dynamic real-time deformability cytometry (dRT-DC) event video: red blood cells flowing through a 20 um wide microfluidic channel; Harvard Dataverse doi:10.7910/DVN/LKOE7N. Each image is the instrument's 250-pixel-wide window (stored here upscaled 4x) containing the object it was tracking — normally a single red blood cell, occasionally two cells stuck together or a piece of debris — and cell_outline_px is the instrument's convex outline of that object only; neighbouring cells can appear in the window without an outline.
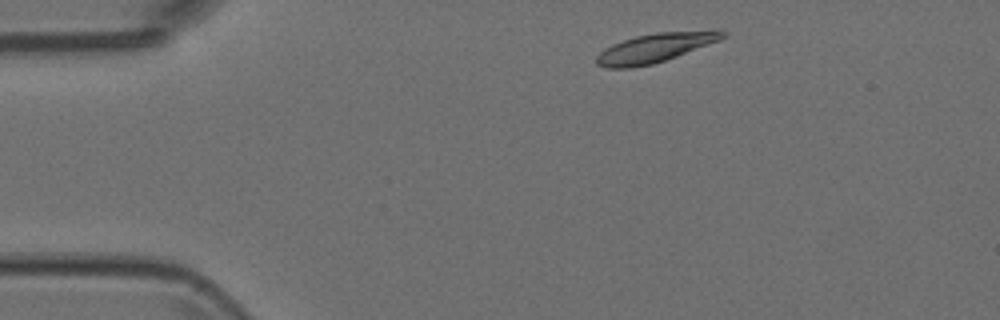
{"species": "Egyptian fruit bat (a non-hibernating species)", "species_latin": "Rousettus aegyptiacus", "temperature_condition": "room temperature", "stored_images_in_passage": 4, "camera_frame_rate_fps": 3000, "um_per_image_px": 0.085, "animal": {"sex": "female"}, "frame": {"image": 1, "passage_image": 1, "time_ms": 0.0, "image_size_px": [1000, 320], "cell_outline_px": [[728, 36], [720, 40], [676, 56], [652, 64], [628, 68], [608, 68], [596, 64], [596, 56], [604, 48], [612, 44], [636, 36], [656, 32], [712, 28], [720, 28], [728, 32]], "centroid_in_image_um": [55.8, 4.01], "position_along_channel_um": 29.2, "area_um2": 21.85}}
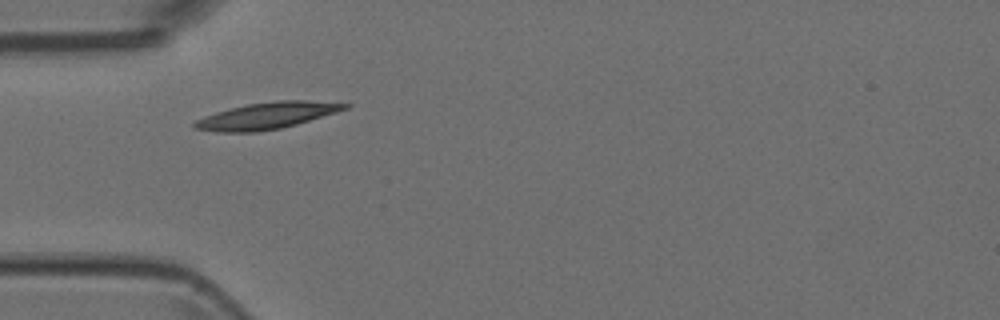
{"frame": {"image": 2, "passage_image": 3, "time_ms": 0.667, "image_size_px": [1000, 320], "cell_outline_px": [[352, 104], [348, 108], [336, 112], [296, 124], [280, 128], [256, 132], [220, 132], [192, 128], [192, 124], [196, 120], [204, 116], [216, 112], [248, 104], [276, 100], [304, 100]], "centroid_in_image_um": [22.66, 9.83], "position_along_channel_um": 62.3, "area_um2": 23.0}}
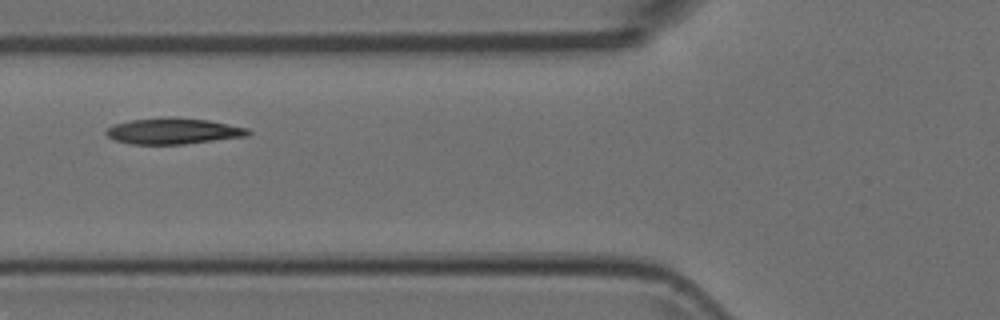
{"frame": {"image": 3, "passage_image": 4, "time_ms": 1.0, "image_size_px": [1000, 320], "cell_outline_px": [[252, 132], [248, 136], [184, 144], [128, 144], [116, 140], [108, 136], [104, 132], [112, 124], [132, 120], [160, 116], [172, 116], [208, 120], [248, 128]], "centroid_in_image_um": [14.72, 11.13], "position_along_channel_um": 111.1, "area_um2": 21.79}}